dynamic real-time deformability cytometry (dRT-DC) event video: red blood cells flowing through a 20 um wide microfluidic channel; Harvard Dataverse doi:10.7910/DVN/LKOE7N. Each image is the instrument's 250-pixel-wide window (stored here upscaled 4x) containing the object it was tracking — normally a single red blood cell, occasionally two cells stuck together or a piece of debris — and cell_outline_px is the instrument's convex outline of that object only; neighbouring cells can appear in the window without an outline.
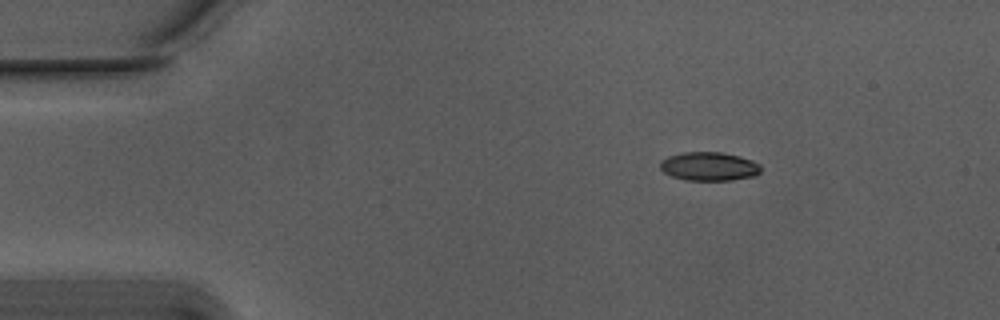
{"species": "Egyptian fruit bat (a non-hibernating species)", "species_latin": "Rousettus aegyptiacus", "temperature_condition": "warm", "stored_images_in_passage": 12, "camera_frame_rate_fps": 3000, "um_per_image_px": 0.085, "animal": {"sex": "male"}, "frame": {"image": 1, "passage_image": 1, "time_ms": 0.0, "image_size_px": [1000, 320], "cell_outline_px": [[760, 172], [756, 176], [732, 180], [688, 180], [672, 176], [664, 172], [660, 168], [660, 160], [668, 156], [684, 152], [720, 152], [740, 156], [752, 160], [760, 164]], "centroid_in_image_um": [60.28, 14.14], "position_along_channel_um": 24.7, "area_um2": 16.88}}
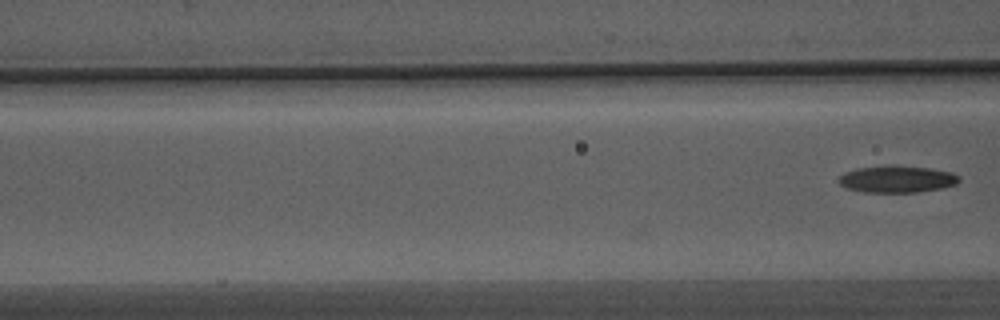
{"frame": {"image": 2, "passage_image": 12, "time_ms": 3.667, "image_size_px": [1000, 320], "cell_outline_px": [[960, 180], [956, 184], [940, 188], [920, 192], [864, 192], [844, 188], [836, 180], [844, 172], [860, 168], [928, 168], [952, 172], [960, 176]], "centroid_in_image_um": [76.24, 15.28], "position_along_channel_um": 90.4, "area_um2": 18.09}}